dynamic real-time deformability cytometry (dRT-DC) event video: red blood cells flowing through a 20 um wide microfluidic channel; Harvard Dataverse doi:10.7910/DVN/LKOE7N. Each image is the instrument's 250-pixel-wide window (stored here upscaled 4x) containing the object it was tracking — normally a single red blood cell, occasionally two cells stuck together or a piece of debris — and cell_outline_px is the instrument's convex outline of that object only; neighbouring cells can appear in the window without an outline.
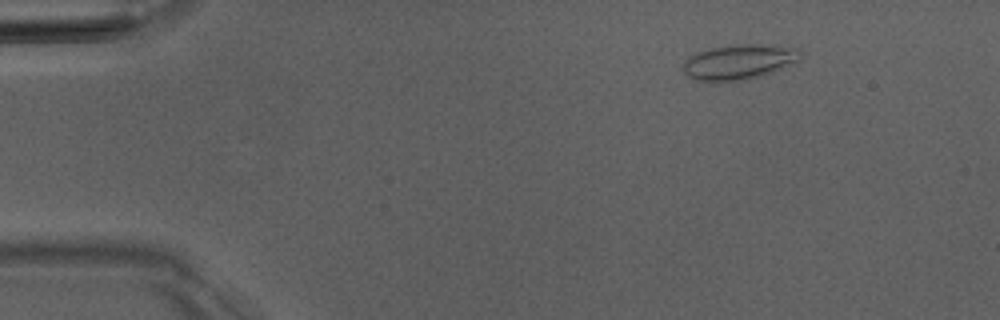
{"species": "Egyptian fruit bat (a non-hibernating species)", "species_latin": "Rousettus aegyptiacus", "temperature_condition": "room temperature", "stored_images_in_passage": 4, "camera_frame_rate_fps": 3000, "um_per_image_px": 0.085, "animal": {"sex": "male"}, "frame": {"image": 1, "passage_image": 1, "time_ms": 0.0, "image_size_px": [1000, 320], "cell_outline_px": [[800, 60], [772, 72], [740, 80], [696, 80], [688, 76], [684, 72], [684, 60], [688, 56], [696, 52], [712, 48], [736, 44], [776, 44], [800, 48]], "centroid_in_image_um": [62.84, 5.22], "position_along_channel_um": 22.2, "area_um2": 23.76}}